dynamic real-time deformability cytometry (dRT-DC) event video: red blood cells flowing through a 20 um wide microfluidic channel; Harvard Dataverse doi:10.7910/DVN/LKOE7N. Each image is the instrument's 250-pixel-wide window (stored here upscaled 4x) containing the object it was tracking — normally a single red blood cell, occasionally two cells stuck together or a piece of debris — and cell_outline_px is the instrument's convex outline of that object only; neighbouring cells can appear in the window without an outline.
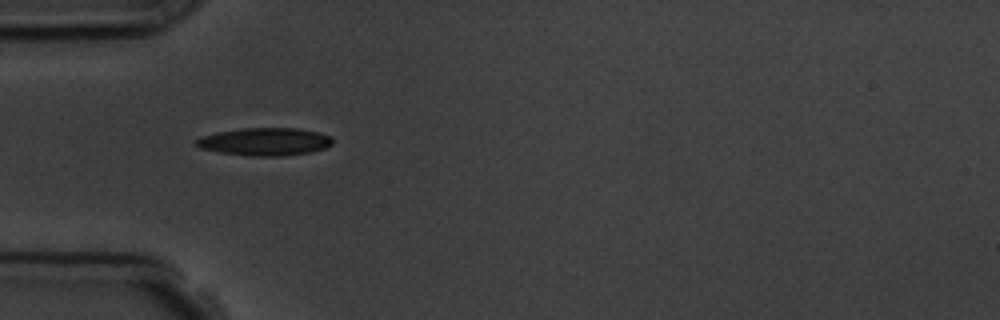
{"species": "common noctule bat (a hibernating species)", "species_latin": "Nyctalus noctula", "temperature_condition": "room temperature", "stored_images_in_passage": 7, "camera_frame_rate_fps": 3000, "um_per_image_px": 0.085, "animal": {"sex": "male", "body_mass_g": 19.5, "forearm_length_mm": 54.6}, "frame": {"image": 1, "passage_image": 6, "time_ms": 5.667, "image_size_px": [1000, 320], "cell_outline_px": [[332, 144], [324, 148], [312, 152], [280, 156], [252, 156], [220, 152], [200, 148], [192, 140], [200, 136], [216, 132], [244, 128], [296, 128], [320, 132], [332, 136]], "centroid_in_image_um": [22.5, 12.03], "position_along_channel_um": 62.5, "area_um2": 22.2}}